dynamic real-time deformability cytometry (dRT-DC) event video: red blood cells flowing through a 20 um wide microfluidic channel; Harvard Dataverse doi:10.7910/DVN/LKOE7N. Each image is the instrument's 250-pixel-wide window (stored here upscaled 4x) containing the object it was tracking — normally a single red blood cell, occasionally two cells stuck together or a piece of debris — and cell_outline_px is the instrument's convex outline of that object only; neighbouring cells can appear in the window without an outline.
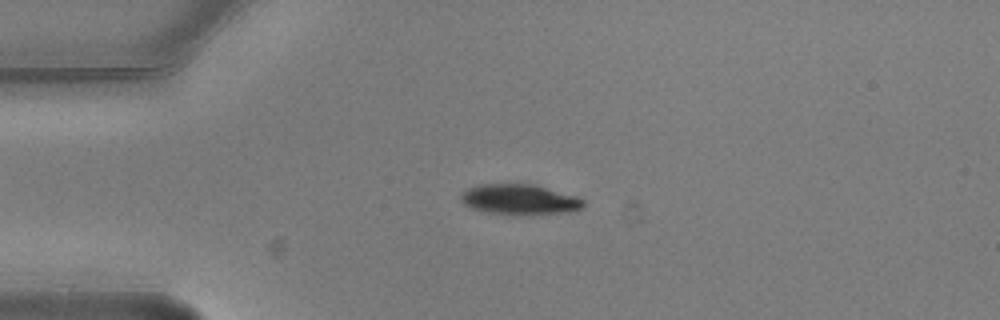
{"species": "common noctule bat (a hibernating species)", "species_latin": "Nyctalus noctula", "temperature_condition": "warm", "stored_images_in_passage": 3, "camera_frame_rate_fps": 3000, "um_per_image_px": 0.085, "animal": {"sex": "male", "body_mass_g": 20.5, "forearm_length_mm": 52.5}, "frame": {"image": 1, "passage_image": 1, "time_ms": 0.0, "image_size_px": [1000, 320], "cell_outline_px": [[584, 204], [580, 208], [568, 212], [528, 216], [516, 216], [484, 212], [472, 208], [464, 204], [460, 200], [460, 196], [468, 188], [476, 184], [532, 184], [576, 196], [584, 200]], "centroid_in_image_um": [44.13, 16.98], "position_along_channel_um": 40.9, "area_um2": 22.02}}
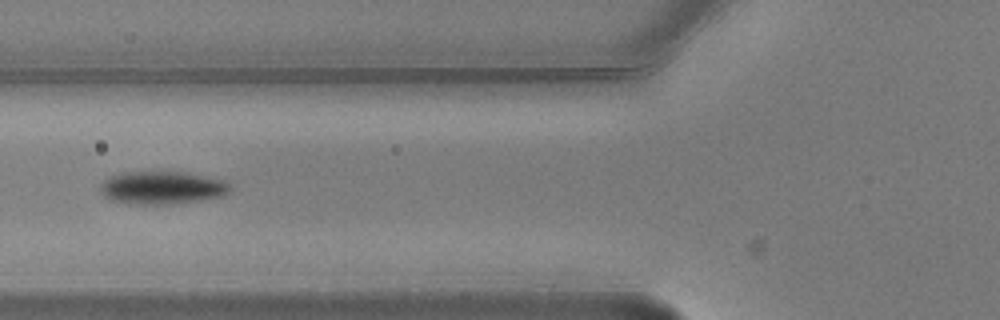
{"frame": {"image": 2, "passage_image": 3, "time_ms": 0.667, "image_size_px": [1000, 320], "cell_outline_px": [[232, 188], [224, 196], [200, 200], [172, 204], [132, 204], [112, 200], [104, 196], [100, 188], [100, 184], [108, 176], [124, 172], [188, 172], [224, 180]], "centroid_in_image_um": [13.78, 15.95], "position_along_channel_um": 112.0, "area_um2": 24.97}}